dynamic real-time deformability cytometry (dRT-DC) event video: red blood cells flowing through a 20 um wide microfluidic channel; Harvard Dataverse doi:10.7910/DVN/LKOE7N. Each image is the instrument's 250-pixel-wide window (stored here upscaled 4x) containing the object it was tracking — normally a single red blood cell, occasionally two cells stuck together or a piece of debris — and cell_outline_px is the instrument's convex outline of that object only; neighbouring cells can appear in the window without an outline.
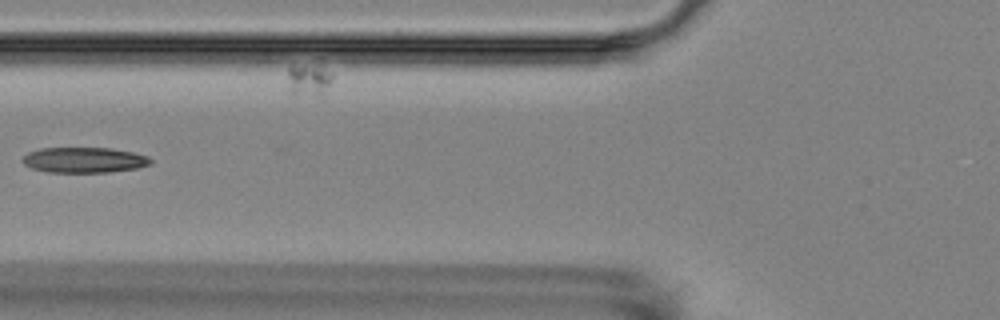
{"species": "Egyptian fruit bat (a non-hibernating species)", "species_latin": "Rousettus aegyptiacus", "temperature_condition": "room temperature", "stored_images_in_passage": 8, "camera_frame_rate_fps": 3000, "um_per_image_px": 0.085, "animal": {"sex": "female"}, "frame": {"image": 1, "passage_image": 6, "time_ms": 6.0, "image_size_px": [1000, 320], "cell_outline_px": [[152, 164], [136, 168], [108, 172], [48, 172], [32, 168], [24, 164], [20, 160], [28, 152], [40, 148], [112, 148], [132, 152], [148, 156], [152, 160]], "centroid_in_image_um": [7.15, 13.59], "position_along_channel_um": 118.7, "area_um2": 19.02}}
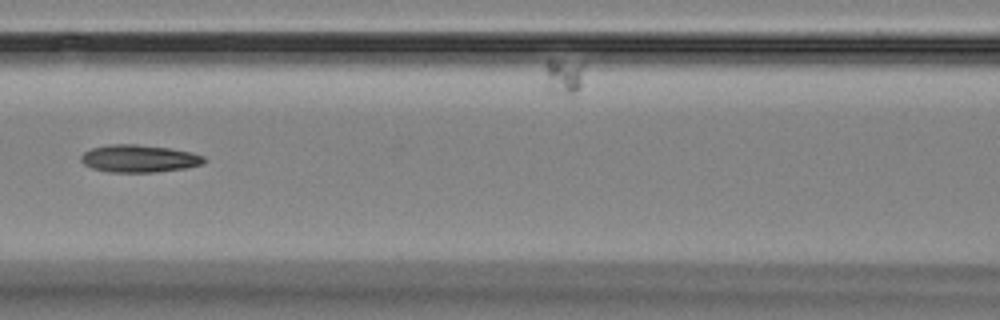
{"frame": {"image": 2, "passage_image": 7, "time_ms": 7.0, "image_size_px": [1000, 320], "cell_outline_px": [[208, 160], [200, 164], [184, 168], [152, 172], [112, 172], [92, 168], [84, 164], [80, 160], [80, 156], [84, 152], [92, 148], [112, 144], [136, 144], [168, 148], [188, 152], [204, 156]], "centroid_in_image_um": [11.79, 13.47], "position_along_channel_um": 154.8, "area_um2": 19.42}}